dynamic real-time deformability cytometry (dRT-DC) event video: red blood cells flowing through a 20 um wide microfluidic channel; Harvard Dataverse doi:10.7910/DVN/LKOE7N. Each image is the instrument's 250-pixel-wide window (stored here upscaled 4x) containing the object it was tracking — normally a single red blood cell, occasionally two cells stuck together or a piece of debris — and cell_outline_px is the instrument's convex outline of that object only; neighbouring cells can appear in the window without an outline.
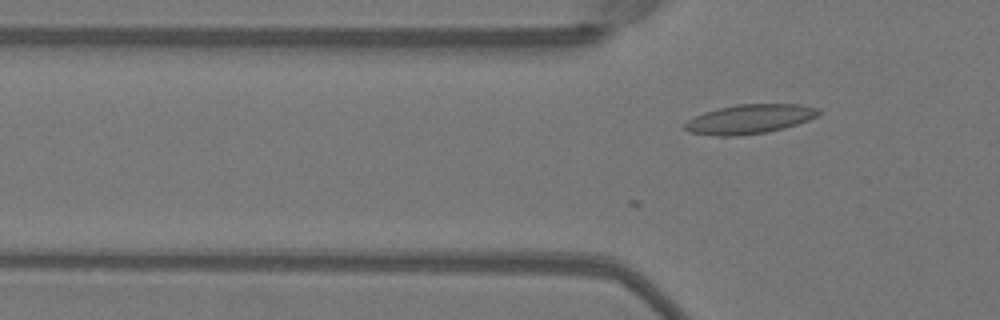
{"species": "Egyptian fruit bat (a non-hibernating species)", "species_latin": "Rousettus aegyptiacus", "temperature_condition": "warm", "stored_images_in_passage": 5, "camera_frame_rate_fps": 3000, "um_per_image_px": 0.085, "animal": {"sex": "female"}, "frame": {"image": 1, "passage_image": 5, "time_ms": 1.333, "image_size_px": [1000, 320], "cell_outline_px": [[820, 112], [816, 116], [808, 120], [784, 128], [764, 132], [736, 136], [720, 136], [688, 132], [684, 128], [684, 124], [688, 120], [704, 112], [736, 104], [800, 104], [820, 108]], "centroid_in_image_um": [63.72, 10.11], "position_along_channel_um": 62.1, "area_um2": 22.66}}